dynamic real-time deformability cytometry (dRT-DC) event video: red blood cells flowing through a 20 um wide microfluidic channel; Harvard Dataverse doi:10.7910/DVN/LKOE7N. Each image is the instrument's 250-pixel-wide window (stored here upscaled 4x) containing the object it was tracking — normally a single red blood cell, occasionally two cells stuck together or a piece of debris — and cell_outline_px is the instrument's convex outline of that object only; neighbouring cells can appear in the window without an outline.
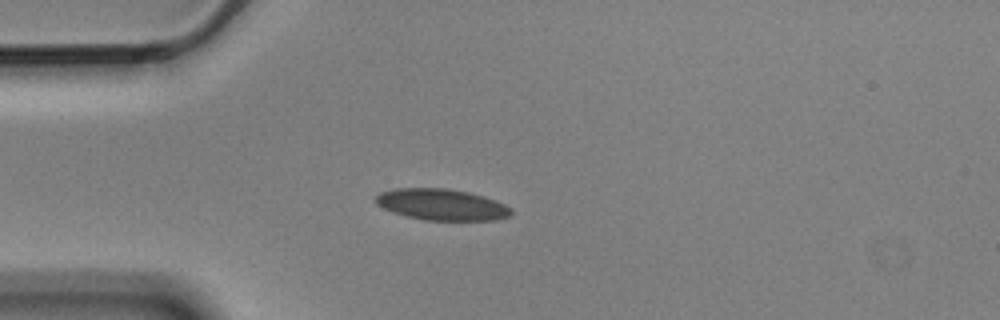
{"species": "Egyptian fruit bat (a non-hibernating species)", "species_latin": "Rousettus aegyptiacus", "temperature_condition": "cold", "stored_images_in_passage": 1, "camera_frame_rate_fps": 3000, "um_per_image_px": 0.085, "animal": {"sex": "male"}, "frame": {"image": 1, "passage_image": 1, "time_ms": 0.0, "image_size_px": [1000, 320], "cell_outline_px": [[512, 212], [508, 216], [496, 220], [424, 220], [404, 216], [392, 212], [376, 204], [376, 196], [380, 192], [396, 188], [448, 188], [468, 192], [484, 196], [496, 200], [512, 208]], "centroid_in_image_um": [37.54, 17.39], "position_along_channel_um": 47.5, "area_um2": 24.8}}